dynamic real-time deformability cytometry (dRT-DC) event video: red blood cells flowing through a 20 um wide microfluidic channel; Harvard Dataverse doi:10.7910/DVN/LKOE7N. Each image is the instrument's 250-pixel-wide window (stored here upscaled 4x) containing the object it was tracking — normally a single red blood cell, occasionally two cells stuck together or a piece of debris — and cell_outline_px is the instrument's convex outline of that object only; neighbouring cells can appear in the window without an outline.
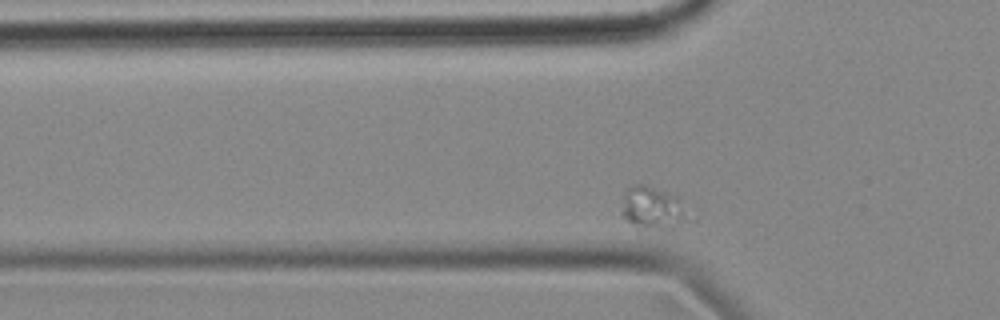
{"species": "common noctule bat (a hibernating species)", "species_latin": "Nyctalus noctula", "temperature_condition": "cold", "stored_images_in_passage": 36, "camera_frame_rate_fps": 3000, "um_per_image_px": 0.085, "animal": {"sex": "female", "body_mass_g": 18.4}, "frame": {"image": 1, "passage_image": 6, "time_ms": 1.667, "image_size_px": [1000, 320], "cell_outline_px": [[696, 220], [644, 228], [640, 228], [628, 220], [620, 212], [624, 192], [632, 184], [644, 184], [676, 192], [680, 196]], "centroid_in_image_um": [55.57, 17.57], "position_along_channel_um": 70.2, "area_um2": 16.88}}
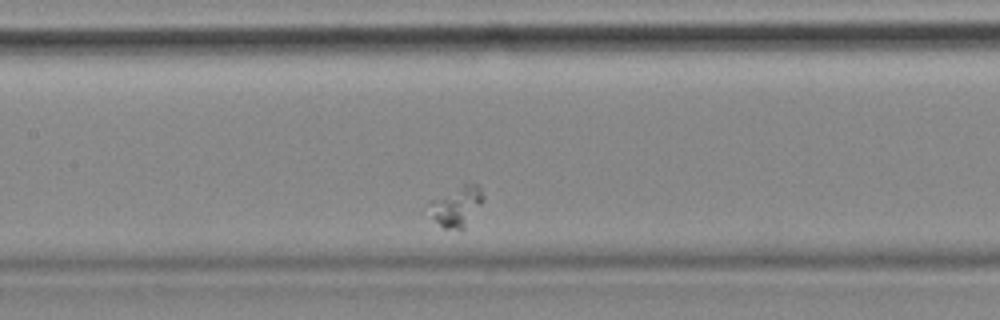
{"frame": {"image": 2, "passage_image": 16, "time_ms": 5.0, "image_size_px": [1000, 320], "cell_outline_px": [[484, 200], [464, 228], [460, 232], [444, 228], [432, 216], [428, 204], [464, 180], [476, 184], [480, 188], [484, 196]], "centroid_in_image_um": [38.86, 17.49], "position_along_channel_um": 168.5, "area_um2": 12.83}}
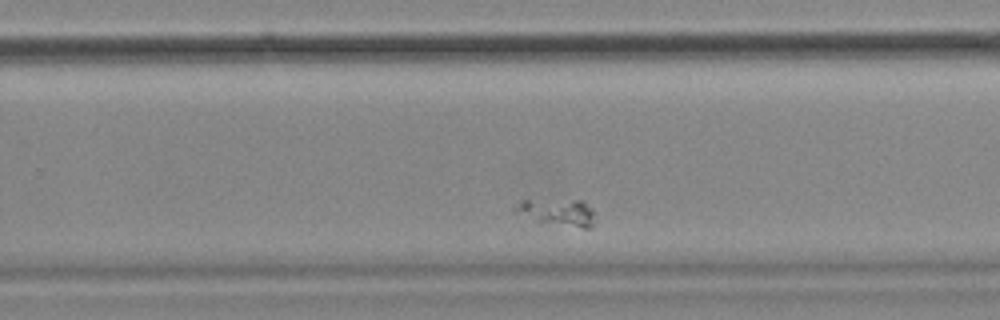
{"frame": {"image": 3, "passage_image": 27, "time_ms": 8.667, "image_size_px": [1000, 320], "cell_outline_px": [[596, 212], [592, 224], [588, 228], [584, 228], [540, 224], [512, 212], [512, 208], [520, 200], [584, 200]], "centroid_in_image_um": [47.33, 18.06], "position_along_channel_um": 282.5, "area_um2": 13.24}}